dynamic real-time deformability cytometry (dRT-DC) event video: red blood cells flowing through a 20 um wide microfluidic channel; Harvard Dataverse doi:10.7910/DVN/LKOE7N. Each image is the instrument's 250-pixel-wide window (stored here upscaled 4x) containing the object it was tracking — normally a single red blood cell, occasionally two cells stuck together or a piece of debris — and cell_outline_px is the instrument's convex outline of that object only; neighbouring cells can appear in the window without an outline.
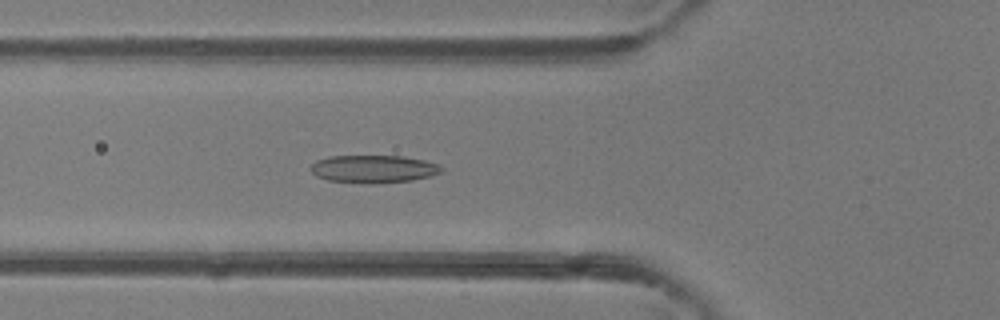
{"species": "common noctule bat (a hibernating species)", "species_latin": "Nyctalus noctula", "temperature_condition": "room temperature", "stored_images_in_passage": 46, "camera_frame_rate_fps": 3000, "um_per_image_px": 0.085, "animal": {"sex": "female"}, "frame": {"image": 1, "passage_image": 16, "time_ms": 5.0, "image_size_px": [1000, 320], "cell_outline_px": [[444, 172], [432, 176], [412, 180], [372, 184], [328, 180], [316, 176], [308, 168], [316, 160], [328, 156], [404, 156], [424, 160], [440, 164], [444, 168]], "centroid_in_image_um": [31.78, 14.36], "position_along_channel_um": 94.0, "area_um2": 21.44}}
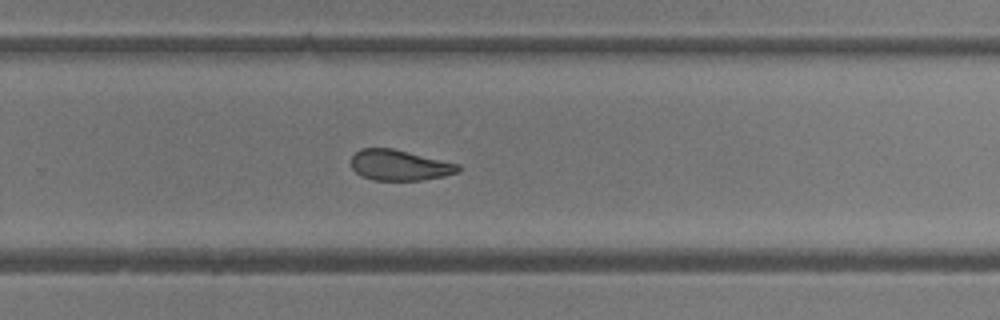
{"frame": {"image": 2, "passage_image": 30, "time_ms": 9.667, "image_size_px": [1000, 320], "cell_outline_px": [[460, 172], [444, 176], [424, 180], [372, 180], [360, 176], [352, 168], [352, 156], [360, 148], [392, 148], [460, 164]], "centroid_in_image_um": [33.97, 14.05], "position_along_channel_um": 295.8, "area_um2": 19.19}}
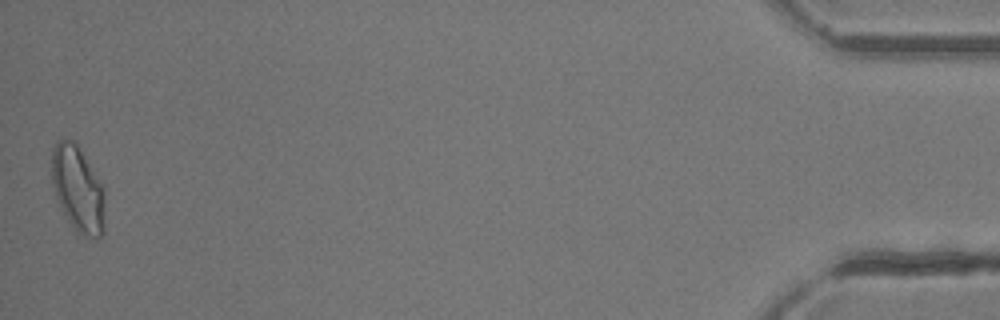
{"frame": {"image": 3, "passage_image": 46, "time_ms": 15.0, "image_size_px": [1000, 320], "cell_outline_px": [[104, 232], [100, 236], [84, 236], [76, 232], [68, 220], [56, 196], [52, 184], [52, 148], [56, 140], [64, 136], [72, 140], [76, 144], [104, 188]], "centroid_in_image_um": [6.6, 16.04], "position_along_channel_um": 428.6, "area_um2": 26.36}, "authors_computed_cell_mechanics": {"area_um2": 20.7213, "velocity_mm_per_s": 4.3222, "shape_relaxation_time_tau1_ms": null, "shape_relaxation_time_tau2_ms": 1.6943, "deformation_change_tau1": null, "deformation_change_tau2": 0.0902}}